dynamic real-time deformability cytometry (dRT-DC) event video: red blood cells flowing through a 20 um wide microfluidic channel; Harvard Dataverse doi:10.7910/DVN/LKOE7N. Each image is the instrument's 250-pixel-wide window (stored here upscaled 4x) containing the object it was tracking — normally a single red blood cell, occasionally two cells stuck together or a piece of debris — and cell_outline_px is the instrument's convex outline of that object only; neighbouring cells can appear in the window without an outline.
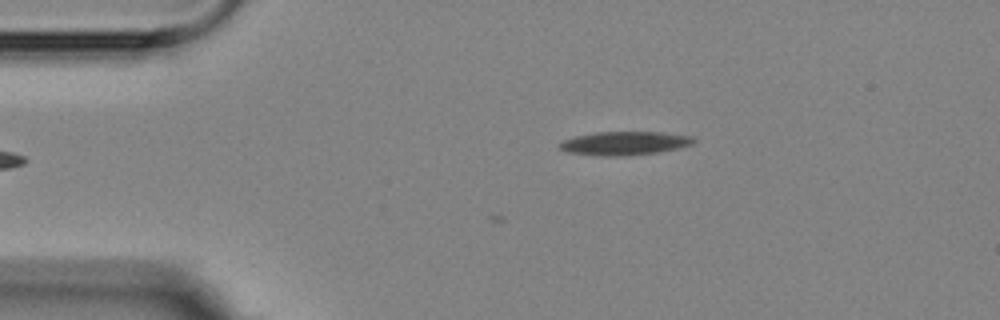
{"species": "Egyptian fruit bat (a non-hibernating species)", "species_latin": "Rousettus aegyptiacus", "temperature_condition": "room temperature", "stored_images_in_passage": 5, "camera_frame_rate_fps": 3000, "um_per_image_px": 0.085, "animal": {"sex": "female"}, "frame": {"image": 1, "passage_image": 5, "time_ms": 4.667, "image_size_px": [1000, 320], "cell_outline_px": [[696, 140], [692, 144], [676, 148], [656, 152], [628, 156], [604, 156], [568, 152], [560, 148], [556, 144], [564, 140], [576, 136], [596, 132], [660, 132], [692, 136]], "centroid_in_image_um": [53.07, 12.17], "position_along_channel_um": 31.9, "area_um2": 18.26}}